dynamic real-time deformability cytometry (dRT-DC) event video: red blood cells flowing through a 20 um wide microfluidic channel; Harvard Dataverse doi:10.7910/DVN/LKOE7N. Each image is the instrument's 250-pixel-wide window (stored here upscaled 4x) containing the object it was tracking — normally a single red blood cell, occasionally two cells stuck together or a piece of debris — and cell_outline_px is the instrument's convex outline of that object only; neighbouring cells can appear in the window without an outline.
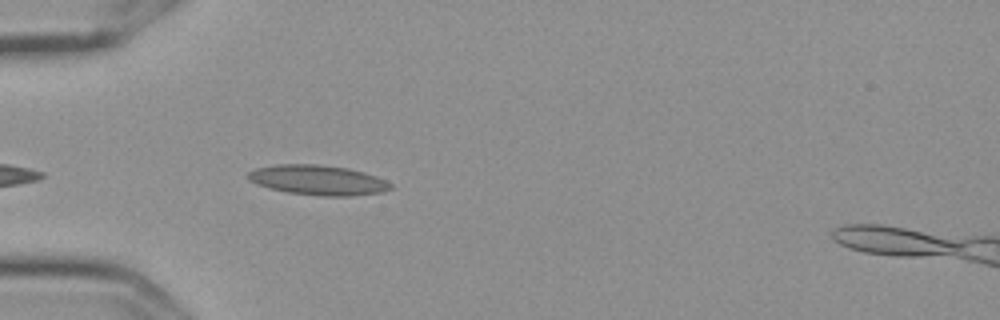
{"species": "Egyptian fruit bat (a non-hibernating species)", "species_latin": "Rousettus aegyptiacus", "temperature_condition": "cold", "stored_images_in_passage": 20, "camera_frame_rate_fps": 3000, "um_per_image_px": 0.085, "frame": {"image": 1, "passage_image": 4, "time_ms": 1.0, "image_size_px": [1000, 320], "cell_outline_px": [[392, 188], [380, 192], [352, 196], [320, 196], [288, 192], [268, 188], [252, 180], [248, 176], [248, 172], [256, 168], [276, 164], [316, 164], [348, 168], [364, 172], [376, 176], [392, 184]], "centroid_in_image_um": [27.05, 15.3], "position_along_channel_um": 58.0, "area_um2": 24.62}}